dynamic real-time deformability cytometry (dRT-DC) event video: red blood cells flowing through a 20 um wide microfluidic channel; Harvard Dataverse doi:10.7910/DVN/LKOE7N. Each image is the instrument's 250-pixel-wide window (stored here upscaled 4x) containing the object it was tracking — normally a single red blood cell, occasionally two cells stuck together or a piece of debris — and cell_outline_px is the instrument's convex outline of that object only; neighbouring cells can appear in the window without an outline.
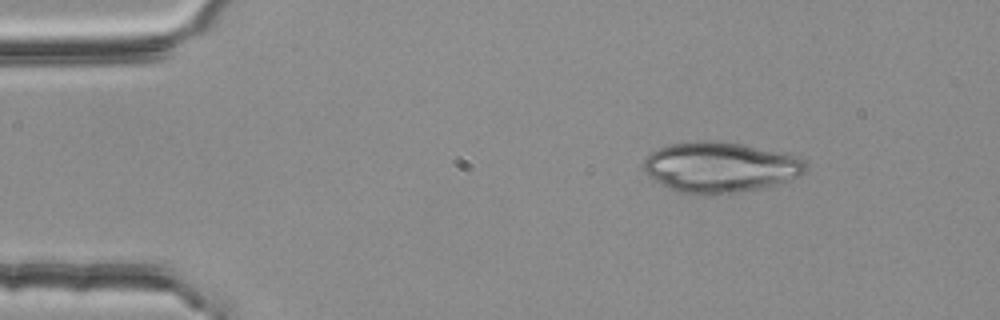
{"species": "common noctule bat (a hibernating species)", "species_latin": "Nyctalus noctula", "temperature_condition": "room temperature", "stored_images_in_passage": 3, "camera_frame_rate_fps": 3000, "um_per_image_px": 0.085, "animal": {"sex": "female", "body_mass_g": 25.1}, "frame": {"image": 1, "passage_image": 1, "time_ms": 0.0, "image_size_px": [1000, 320], "cell_outline_px": [[804, 168], [796, 176], [772, 184], [756, 188], [736, 192], [712, 196], [676, 192], [660, 184], [648, 176], [644, 172], [640, 164], [648, 152], [668, 144], [704, 140], [708, 140], [740, 144], [788, 152], [804, 160]], "centroid_in_image_um": [61.07, 14.2], "position_along_channel_um": 23.9, "area_um2": 47.74}}